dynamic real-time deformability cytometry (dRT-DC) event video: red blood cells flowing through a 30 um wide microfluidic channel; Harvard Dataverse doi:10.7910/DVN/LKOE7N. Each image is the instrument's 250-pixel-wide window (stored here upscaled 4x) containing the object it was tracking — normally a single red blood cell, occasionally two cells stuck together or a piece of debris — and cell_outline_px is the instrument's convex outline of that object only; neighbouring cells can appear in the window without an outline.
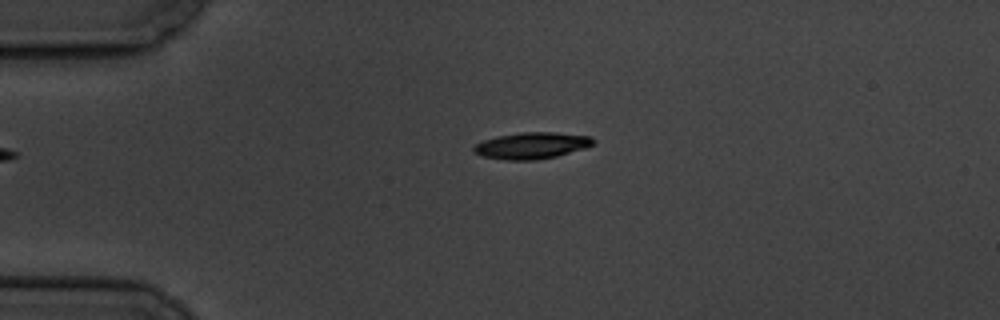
{"species": "common noctule bat (a hibernating species)", "species_latin": "Nyctalus noctula", "temperature_condition": "cold", "stored_images_in_passage": 3, "camera_frame_rate_fps": 3000, "um_per_image_px": 0.085, "animal": {"sex": "male", "body_mass_g": 19.5, "forearm_length_mm": 54.6}, "frame": {"image": 1, "passage_image": 3, "time_ms": 2.333, "image_size_px": [1000, 320], "cell_outline_px": [[596, 140], [592, 144], [584, 148], [556, 156], [536, 160], [508, 160], [484, 156], [472, 152], [472, 148], [476, 144], [484, 140], [500, 136], [520, 132], [556, 132], [592, 136]], "centroid_in_image_um": [45.21, 12.36], "position_along_channel_um": 39.8, "area_um2": 18.32}}